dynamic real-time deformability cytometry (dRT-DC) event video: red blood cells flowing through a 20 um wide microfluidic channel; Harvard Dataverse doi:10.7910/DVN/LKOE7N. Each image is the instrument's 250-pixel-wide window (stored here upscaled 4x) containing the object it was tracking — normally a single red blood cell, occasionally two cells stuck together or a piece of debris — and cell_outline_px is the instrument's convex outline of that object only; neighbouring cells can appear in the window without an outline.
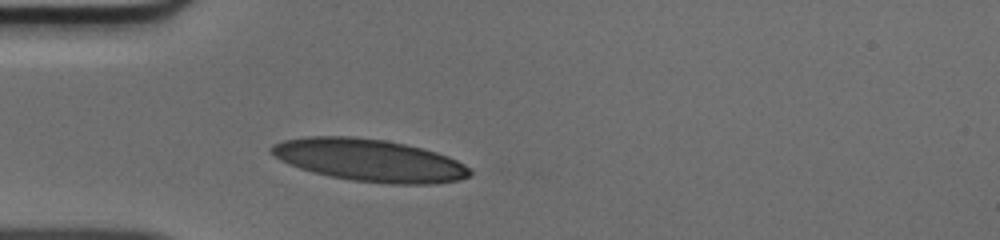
{"species": "human", "species_latin": "Homo sapiens", "temperature_condition": "cold", "stored_images_in_passage": 28, "camera_frame_rate_fps": 3000, "um_per_image_px": 0.085, "donor": {"sex": "male"}, "frame": {"image": 1, "passage_image": 1, "time_ms": 0.0, "image_size_px": [1000, 240], "cell_outline_px": [[472, 176], [460, 180], [432, 184], [388, 184], [352, 180], [312, 172], [288, 164], [280, 160], [268, 152], [268, 148], [272, 144], [284, 140], [308, 136], [352, 136], [384, 140], [404, 144], [436, 152], [448, 156], [464, 164], [472, 172]], "centroid_in_image_um": [31.38, 13.62], "position_along_channel_um": 53.6, "area_um2": 49.07}}
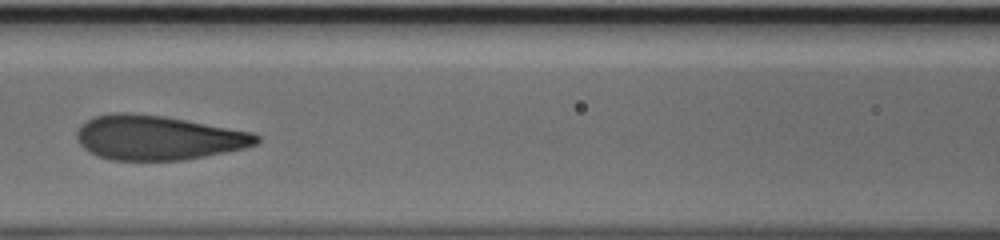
{"frame": {"image": 2, "passage_image": 9, "time_ms": 2.667, "image_size_px": [1000, 240], "cell_outline_px": [[260, 140], [256, 144], [244, 148], [184, 160], [112, 160], [88, 152], [76, 140], [76, 132], [80, 124], [96, 116], [116, 112], [128, 112], [164, 116], [252, 132], [260, 136]], "centroid_in_image_um": [13.39, 11.7], "position_along_channel_um": 153.2, "area_um2": 46.47}}
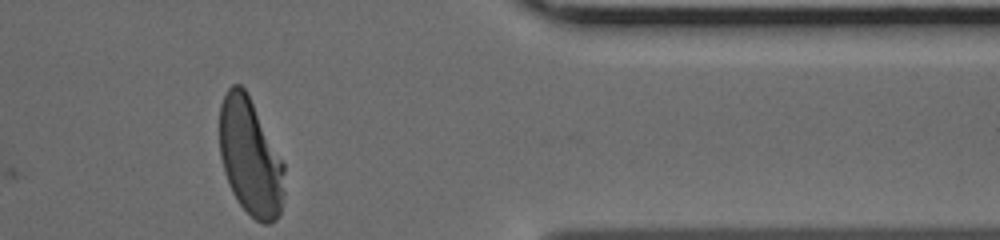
{"frame": {"image": 3, "passage_image": 28, "time_ms": 9.0, "image_size_px": [1000, 240], "cell_outline_px": [[284, 192], [280, 216], [276, 220], [268, 224], [264, 224], [256, 220], [240, 204], [232, 192], [228, 184], [224, 172], [220, 156], [220, 104], [228, 88], [232, 84], [240, 84], [244, 88], [284, 164]], "centroid_in_image_um": [21.26, 13.4], "position_along_channel_um": 390.1, "area_um2": 43.81}}